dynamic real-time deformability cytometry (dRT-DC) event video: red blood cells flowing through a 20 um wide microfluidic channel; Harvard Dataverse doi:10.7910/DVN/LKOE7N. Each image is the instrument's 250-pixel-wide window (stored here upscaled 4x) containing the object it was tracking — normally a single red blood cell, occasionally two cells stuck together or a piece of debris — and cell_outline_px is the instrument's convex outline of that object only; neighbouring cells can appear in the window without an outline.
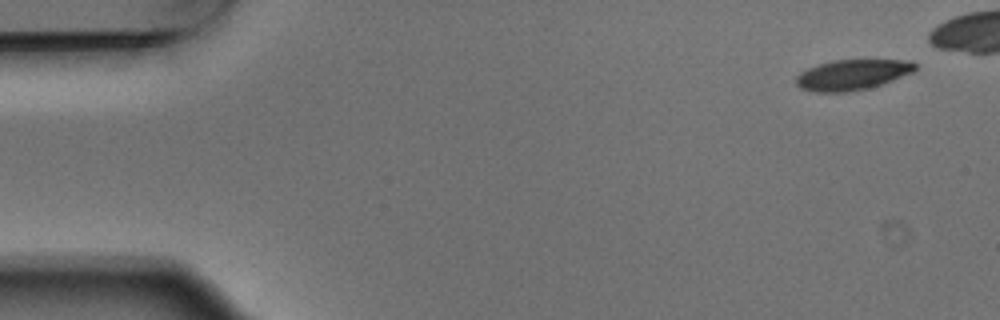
{"species": "Egyptian fruit bat (a non-hibernating species)", "species_latin": "Rousettus aegyptiacus", "temperature_condition": "warm", "stored_images_in_passage": 4, "camera_frame_rate_fps": 3000, "um_per_image_px": 0.085, "animal": {"sex": "male"}, "frame": {"image": 1, "passage_image": 1, "time_ms": 0.0, "image_size_px": [1000, 320], "cell_outline_px": [[916, 68], [912, 72], [880, 84], [868, 88], [848, 92], [816, 92], [800, 88], [796, 84], [796, 76], [800, 72], [808, 68], [832, 60], [912, 60], [916, 64]], "centroid_in_image_um": [72.41, 6.35], "position_along_channel_um": 12.6, "area_um2": 20.92}}